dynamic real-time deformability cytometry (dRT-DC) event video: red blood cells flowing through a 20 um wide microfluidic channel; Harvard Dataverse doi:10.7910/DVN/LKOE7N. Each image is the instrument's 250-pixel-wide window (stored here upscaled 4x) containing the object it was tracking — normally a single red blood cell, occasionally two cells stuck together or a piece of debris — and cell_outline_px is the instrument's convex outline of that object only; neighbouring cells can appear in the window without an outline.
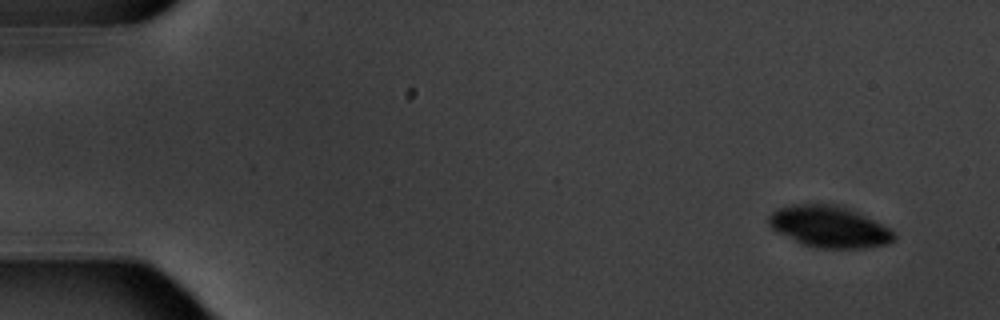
{"species": "common noctule bat (a hibernating species)", "species_latin": "Nyctalus noctula", "temperature_condition": "warm", "stored_images_in_passage": 4, "camera_frame_rate_fps": 3000, "um_per_image_px": 0.085, "animal": {"sex": "male", "body_mass_g": 20.1, "forearm_length_mm": 53.5}, "frame": {"image": 1, "passage_image": 1, "time_ms": 0.0, "image_size_px": [1000, 320], "cell_outline_px": [[896, 240], [888, 244], [864, 248], [816, 248], [800, 244], [772, 228], [768, 224], [768, 216], [776, 208], [792, 204], [836, 204], [848, 208], [892, 228], [896, 232]], "centroid_in_image_um": [70.51, 19.27], "position_along_channel_um": 14.5, "area_um2": 30.63}}